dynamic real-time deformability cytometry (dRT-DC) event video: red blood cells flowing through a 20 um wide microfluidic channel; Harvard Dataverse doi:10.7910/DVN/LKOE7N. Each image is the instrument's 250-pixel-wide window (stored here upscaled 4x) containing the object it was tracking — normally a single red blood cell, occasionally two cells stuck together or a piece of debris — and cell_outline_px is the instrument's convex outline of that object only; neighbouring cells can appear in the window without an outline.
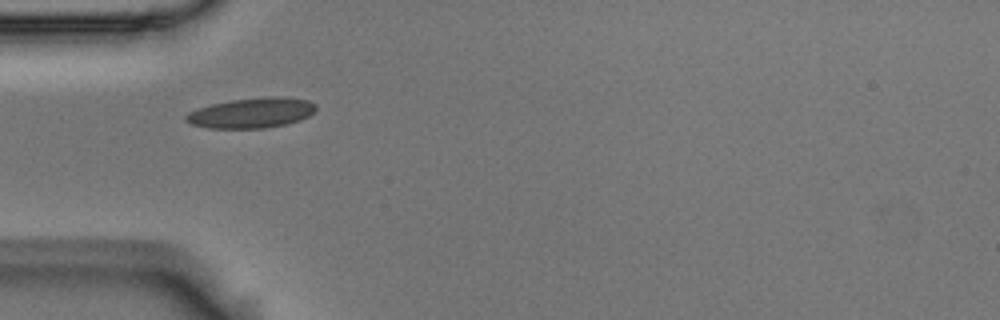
{"species": "Egyptian fruit bat (a non-hibernating species)", "species_latin": "Rousettus aegyptiacus", "temperature_condition": "room temperature", "stored_images_in_passage": 3, "camera_frame_rate_fps": 3000, "um_per_image_px": 0.085, "animal": {"sex": "male"}, "frame": {"image": 1, "passage_image": 2, "time_ms": 0.333, "image_size_px": [1000, 320], "cell_outline_px": [[316, 112], [300, 120], [284, 124], [264, 128], [208, 128], [192, 124], [184, 120], [184, 116], [188, 112], [196, 108], [212, 104], [232, 100], [272, 96], [284, 96], [308, 100], [316, 104]], "centroid_in_image_um": [21.39, 9.59], "position_along_channel_um": 63.6, "area_um2": 22.95}}
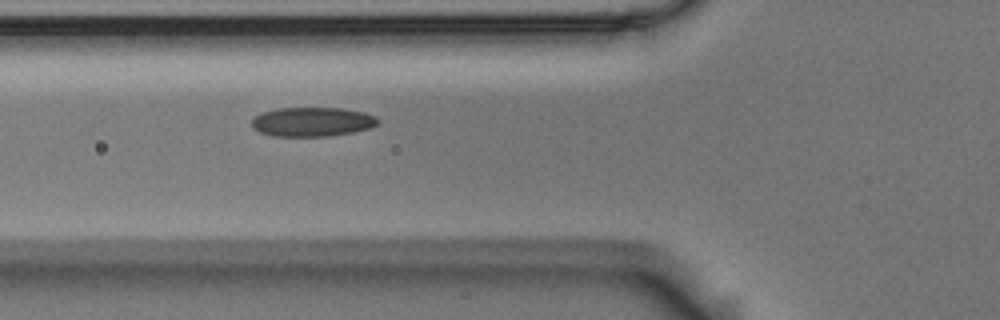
{"frame": {"image": 2, "passage_image": 3, "time_ms": 0.667, "image_size_px": [1000, 320], "cell_outline_px": [[380, 120], [372, 128], [352, 132], [328, 136], [272, 136], [260, 132], [252, 128], [252, 120], [256, 116], [264, 112], [276, 108], [344, 108], [364, 112], [376, 116]], "centroid_in_image_um": [26.56, 10.35], "position_along_channel_um": 99.2, "area_um2": 21.56}}